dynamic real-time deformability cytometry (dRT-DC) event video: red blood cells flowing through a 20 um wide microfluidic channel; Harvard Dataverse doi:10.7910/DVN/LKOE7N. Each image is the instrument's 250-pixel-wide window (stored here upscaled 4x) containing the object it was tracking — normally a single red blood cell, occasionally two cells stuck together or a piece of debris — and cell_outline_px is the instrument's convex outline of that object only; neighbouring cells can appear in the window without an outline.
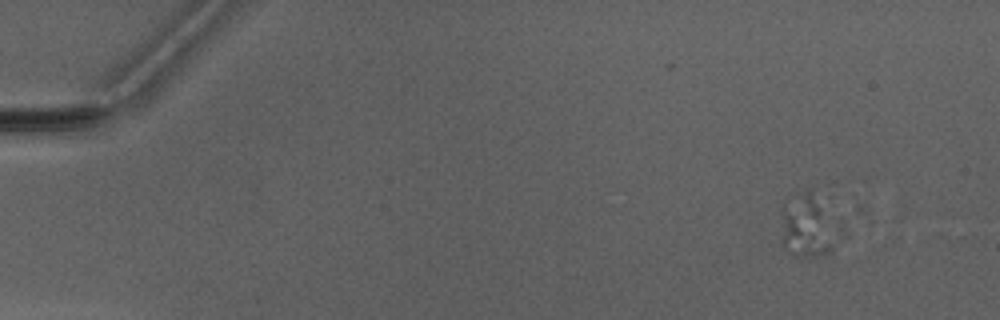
{"species": "Egyptian fruit bat (a non-hibernating species)", "species_latin": "Rousettus aegyptiacus", "temperature_condition": "warm", "stored_images_in_passage": 4, "camera_frame_rate_fps": 3000, "um_per_image_px": 0.085, "animal": {"sex": "male"}, "frame": {"image": 1, "passage_image": 1, "time_ms": 0.0, "image_size_px": [1000, 320], "cell_outline_px": [[832, 256], [808, 260], [792, 256], [780, 244], [780, 240], [784, 208], [808, 188], [816, 184], [824, 196], [832, 244]], "centroid_in_image_um": [68.59, 19.25], "position_along_channel_um": 16.4, "area_um2": 20.98}}